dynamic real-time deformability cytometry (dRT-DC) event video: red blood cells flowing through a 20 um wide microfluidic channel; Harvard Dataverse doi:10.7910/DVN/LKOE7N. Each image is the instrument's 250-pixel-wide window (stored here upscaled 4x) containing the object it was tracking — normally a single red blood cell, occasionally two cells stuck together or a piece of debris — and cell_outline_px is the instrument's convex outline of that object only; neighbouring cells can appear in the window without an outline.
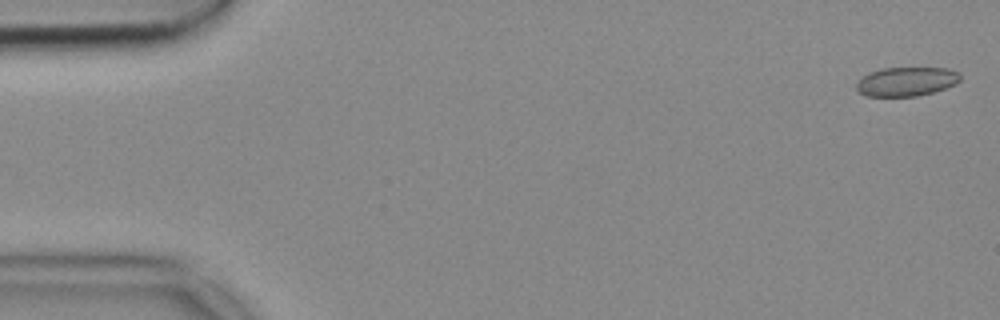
{"species": "common noctule bat (a hibernating species)", "species_latin": "Nyctalus noctula", "temperature_condition": "cold", "stored_images_in_passage": 53, "camera_frame_rate_fps": 3000, "um_per_image_px": 0.085, "animal": {"sex": "female", "body_mass_g": 18.4}, "frame": {"image": 1, "passage_image": 2, "time_ms": 0.333, "image_size_px": [1000, 320], "cell_outline_px": [[960, 80], [956, 84], [932, 92], [916, 96], [868, 96], [860, 92], [856, 88], [856, 84], [864, 76], [872, 72], [884, 68], [948, 68], [960, 72]], "centroid_in_image_um": [77.09, 6.93], "position_along_channel_um": 7.9, "area_um2": 17.34}}
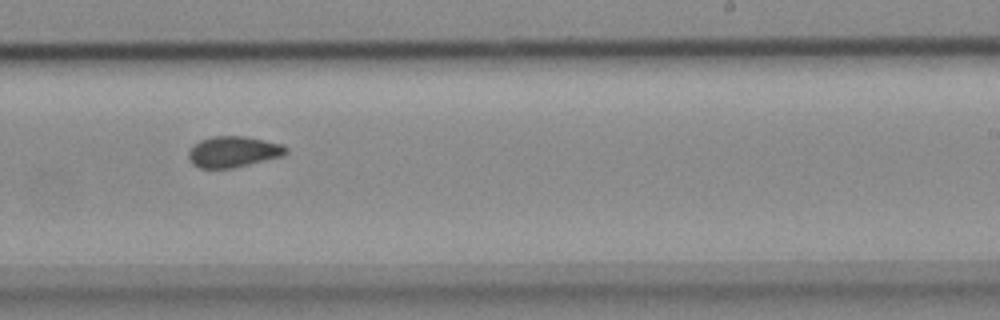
{"frame": {"image": 2, "passage_image": 33, "time_ms": 10.667, "image_size_px": [1000, 320], "cell_outline_px": [[288, 152], [284, 156], [232, 168], [200, 168], [192, 164], [188, 156], [188, 152], [192, 144], [200, 140], [212, 136], [244, 136], [284, 144], [288, 148]], "centroid_in_image_um": [19.84, 12.89], "position_along_channel_um": 269.2, "area_um2": 17.8}}
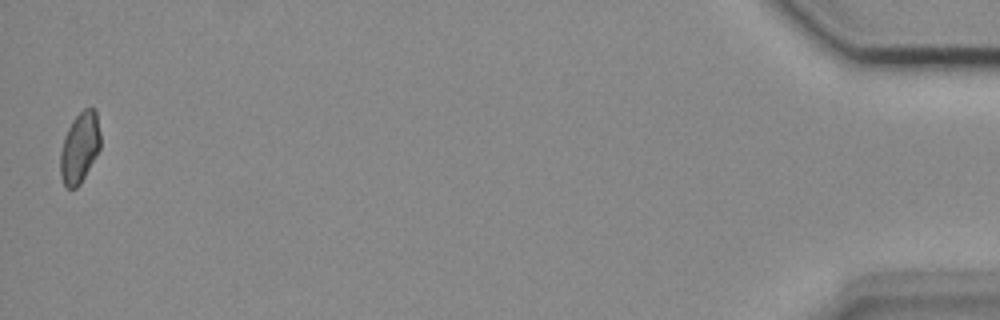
{"frame": {"image": 3, "passage_image": 53, "time_ms": 17.333, "image_size_px": [1000, 320], "cell_outline_px": [[100, 148], [80, 184], [76, 188], [68, 188], [64, 184], [60, 176], [60, 152], [64, 136], [72, 120], [84, 108], [92, 108], [96, 112], [100, 132]], "centroid_in_image_um": [6.76, 12.55], "position_along_channel_um": 428.4, "area_um2": 16.42}}